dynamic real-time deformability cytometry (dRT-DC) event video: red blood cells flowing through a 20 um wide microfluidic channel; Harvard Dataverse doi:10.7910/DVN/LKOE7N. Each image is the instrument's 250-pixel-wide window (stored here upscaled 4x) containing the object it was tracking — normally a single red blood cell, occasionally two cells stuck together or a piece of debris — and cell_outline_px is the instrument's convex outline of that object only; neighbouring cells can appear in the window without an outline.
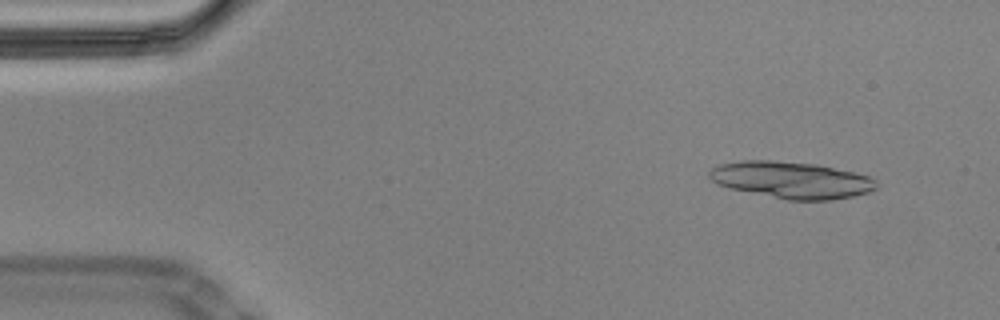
{"species": "Egyptian fruit bat (a non-hibernating species)", "species_latin": "Rousettus aegyptiacus", "temperature_condition": "cold", "stored_images_in_passage": 31, "camera_frame_rate_fps": 3000, "um_per_image_px": 0.085, "animal": {"sex": "male"}, "frame": {"image": 1, "passage_image": 5, "time_ms": 1.333, "image_size_px": [1000, 320], "cell_outline_px": [[876, 188], [868, 192], [852, 196], [832, 200], [788, 200], [728, 188], [716, 184], [708, 176], [708, 172], [712, 168], [720, 164], [744, 160], [772, 160], [816, 164], [852, 172], [868, 176], [876, 180]], "centroid_in_image_um": [67.23, 15.3], "position_along_channel_um": 17.8, "area_um2": 35.66}}